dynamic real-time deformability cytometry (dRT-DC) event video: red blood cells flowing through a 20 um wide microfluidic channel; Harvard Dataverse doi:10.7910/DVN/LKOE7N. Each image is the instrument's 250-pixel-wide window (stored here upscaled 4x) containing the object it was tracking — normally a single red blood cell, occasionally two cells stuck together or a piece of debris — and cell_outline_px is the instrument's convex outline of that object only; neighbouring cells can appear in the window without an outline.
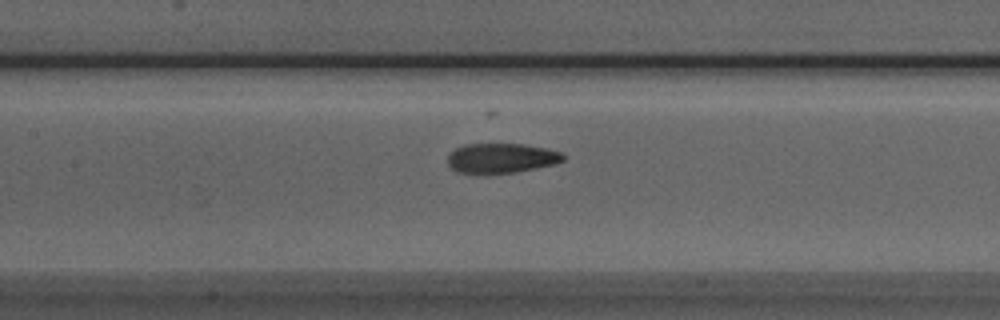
{"species": "Egyptian fruit bat (a non-hibernating species)", "species_latin": "Rousettus aegyptiacus", "temperature_condition": "room temperature", "stored_images_in_passage": 37, "camera_frame_rate_fps": 3000, "um_per_image_px": 0.085, "animal": {"sex": "male"}, "frame": {"image": 1, "passage_image": 9, "time_ms": 2.667, "image_size_px": [1000, 320], "cell_outline_px": [[564, 160], [556, 164], [516, 172], [484, 176], [456, 172], [448, 164], [448, 152], [464, 144], [524, 144], [548, 148], [560, 152], [564, 156]], "centroid_in_image_um": [42.57, 13.47], "position_along_channel_um": 164.8, "area_um2": 20.75}}
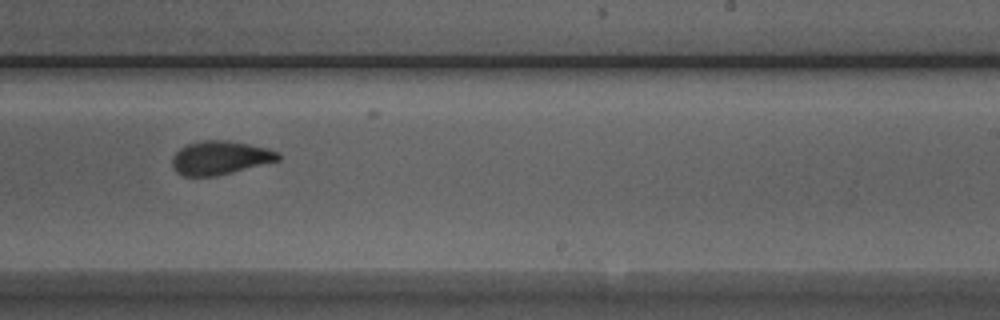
{"frame": {"image": 2, "passage_image": 17, "time_ms": 5.333, "image_size_px": [1000, 320], "cell_outline_px": [[280, 160], [232, 172], [212, 176], [184, 176], [176, 172], [172, 164], [172, 156], [180, 148], [188, 144], [204, 140], [228, 140], [268, 148], [280, 152]], "centroid_in_image_um": [18.71, 13.4], "position_along_channel_um": 270.3, "area_um2": 20.69}}
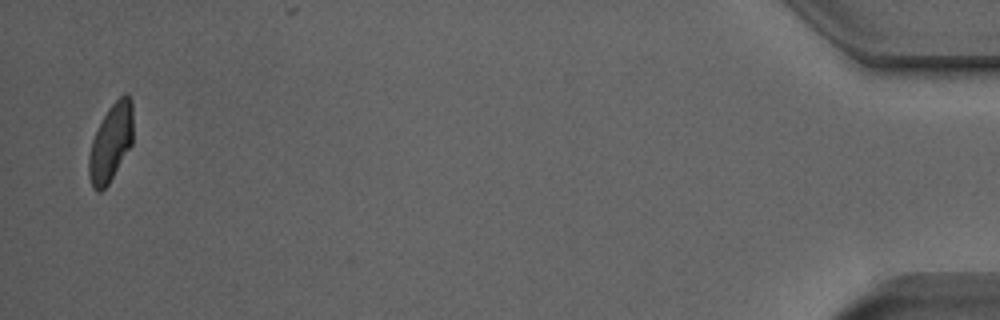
{"frame": {"image": 3, "passage_image": 36, "time_ms": 11.667, "image_size_px": [1000, 320], "cell_outline_px": [[132, 144], [108, 184], [100, 192], [96, 192], [92, 188], [88, 176], [88, 156], [92, 140], [108, 108], [124, 92], [128, 92], [132, 100]], "centroid_in_image_um": [9.41, 12.13], "position_along_channel_um": 425.8, "area_um2": 20.0}}